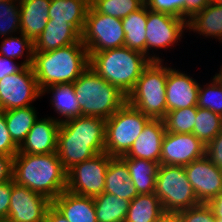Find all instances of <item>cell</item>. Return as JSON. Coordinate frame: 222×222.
Segmentation results:
<instances>
[{
    "label": "cell",
    "instance_id": "cell-29",
    "mask_svg": "<svg viewBox=\"0 0 222 222\" xmlns=\"http://www.w3.org/2000/svg\"><path fill=\"white\" fill-rule=\"evenodd\" d=\"M95 215L98 222H124L129 200L117 197L114 194L103 192L93 197Z\"/></svg>",
    "mask_w": 222,
    "mask_h": 222
},
{
    "label": "cell",
    "instance_id": "cell-10",
    "mask_svg": "<svg viewBox=\"0 0 222 222\" xmlns=\"http://www.w3.org/2000/svg\"><path fill=\"white\" fill-rule=\"evenodd\" d=\"M112 158L103 152L74 165L67 171L66 190L87 197L103 193L107 168Z\"/></svg>",
    "mask_w": 222,
    "mask_h": 222
},
{
    "label": "cell",
    "instance_id": "cell-1",
    "mask_svg": "<svg viewBox=\"0 0 222 222\" xmlns=\"http://www.w3.org/2000/svg\"><path fill=\"white\" fill-rule=\"evenodd\" d=\"M106 120L82 116L60 122L57 155L68 171L74 165L105 152Z\"/></svg>",
    "mask_w": 222,
    "mask_h": 222
},
{
    "label": "cell",
    "instance_id": "cell-22",
    "mask_svg": "<svg viewBox=\"0 0 222 222\" xmlns=\"http://www.w3.org/2000/svg\"><path fill=\"white\" fill-rule=\"evenodd\" d=\"M104 192L132 201L138 194L126 163L120 157H113L105 176Z\"/></svg>",
    "mask_w": 222,
    "mask_h": 222
},
{
    "label": "cell",
    "instance_id": "cell-21",
    "mask_svg": "<svg viewBox=\"0 0 222 222\" xmlns=\"http://www.w3.org/2000/svg\"><path fill=\"white\" fill-rule=\"evenodd\" d=\"M52 205L69 222H98L93 197L80 196L65 190L52 201Z\"/></svg>",
    "mask_w": 222,
    "mask_h": 222
},
{
    "label": "cell",
    "instance_id": "cell-50",
    "mask_svg": "<svg viewBox=\"0 0 222 222\" xmlns=\"http://www.w3.org/2000/svg\"><path fill=\"white\" fill-rule=\"evenodd\" d=\"M217 222H222V218L221 219H217Z\"/></svg>",
    "mask_w": 222,
    "mask_h": 222
},
{
    "label": "cell",
    "instance_id": "cell-14",
    "mask_svg": "<svg viewBox=\"0 0 222 222\" xmlns=\"http://www.w3.org/2000/svg\"><path fill=\"white\" fill-rule=\"evenodd\" d=\"M206 146L193 133L166 131L160 156V164L186 166L205 156Z\"/></svg>",
    "mask_w": 222,
    "mask_h": 222
},
{
    "label": "cell",
    "instance_id": "cell-2",
    "mask_svg": "<svg viewBox=\"0 0 222 222\" xmlns=\"http://www.w3.org/2000/svg\"><path fill=\"white\" fill-rule=\"evenodd\" d=\"M13 180L16 184L53 201L67 187V171L57 155L18 152L13 160Z\"/></svg>",
    "mask_w": 222,
    "mask_h": 222
},
{
    "label": "cell",
    "instance_id": "cell-44",
    "mask_svg": "<svg viewBox=\"0 0 222 222\" xmlns=\"http://www.w3.org/2000/svg\"><path fill=\"white\" fill-rule=\"evenodd\" d=\"M211 0H185V20L188 22L195 14L201 12Z\"/></svg>",
    "mask_w": 222,
    "mask_h": 222
},
{
    "label": "cell",
    "instance_id": "cell-5",
    "mask_svg": "<svg viewBox=\"0 0 222 222\" xmlns=\"http://www.w3.org/2000/svg\"><path fill=\"white\" fill-rule=\"evenodd\" d=\"M82 116L110 118L127 102V96L90 66L72 83Z\"/></svg>",
    "mask_w": 222,
    "mask_h": 222
},
{
    "label": "cell",
    "instance_id": "cell-42",
    "mask_svg": "<svg viewBox=\"0 0 222 222\" xmlns=\"http://www.w3.org/2000/svg\"><path fill=\"white\" fill-rule=\"evenodd\" d=\"M13 156L0 155V184L13 180Z\"/></svg>",
    "mask_w": 222,
    "mask_h": 222
},
{
    "label": "cell",
    "instance_id": "cell-13",
    "mask_svg": "<svg viewBox=\"0 0 222 222\" xmlns=\"http://www.w3.org/2000/svg\"><path fill=\"white\" fill-rule=\"evenodd\" d=\"M52 201L12 180L8 217L13 222H44Z\"/></svg>",
    "mask_w": 222,
    "mask_h": 222
},
{
    "label": "cell",
    "instance_id": "cell-35",
    "mask_svg": "<svg viewBox=\"0 0 222 222\" xmlns=\"http://www.w3.org/2000/svg\"><path fill=\"white\" fill-rule=\"evenodd\" d=\"M204 87V88H203ZM199 85L197 107L209 109L222 116V73L219 71L211 84Z\"/></svg>",
    "mask_w": 222,
    "mask_h": 222
},
{
    "label": "cell",
    "instance_id": "cell-36",
    "mask_svg": "<svg viewBox=\"0 0 222 222\" xmlns=\"http://www.w3.org/2000/svg\"><path fill=\"white\" fill-rule=\"evenodd\" d=\"M20 16L19 0L0 2V38L20 32Z\"/></svg>",
    "mask_w": 222,
    "mask_h": 222
},
{
    "label": "cell",
    "instance_id": "cell-30",
    "mask_svg": "<svg viewBox=\"0 0 222 222\" xmlns=\"http://www.w3.org/2000/svg\"><path fill=\"white\" fill-rule=\"evenodd\" d=\"M14 108L4 111L6 125L13 142L19 147L25 140L26 135L38 119L37 110L34 106Z\"/></svg>",
    "mask_w": 222,
    "mask_h": 222
},
{
    "label": "cell",
    "instance_id": "cell-48",
    "mask_svg": "<svg viewBox=\"0 0 222 222\" xmlns=\"http://www.w3.org/2000/svg\"><path fill=\"white\" fill-rule=\"evenodd\" d=\"M211 3H214L218 6H222V0H211Z\"/></svg>",
    "mask_w": 222,
    "mask_h": 222
},
{
    "label": "cell",
    "instance_id": "cell-11",
    "mask_svg": "<svg viewBox=\"0 0 222 222\" xmlns=\"http://www.w3.org/2000/svg\"><path fill=\"white\" fill-rule=\"evenodd\" d=\"M40 96L42 91L31 66L0 79V109L3 111L31 106Z\"/></svg>",
    "mask_w": 222,
    "mask_h": 222
},
{
    "label": "cell",
    "instance_id": "cell-8",
    "mask_svg": "<svg viewBox=\"0 0 222 222\" xmlns=\"http://www.w3.org/2000/svg\"><path fill=\"white\" fill-rule=\"evenodd\" d=\"M154 193L165 213H178L200 204L184 166L160 164Z\"/></svg>",
    "mask_w": 222,
    "mask_h": 222
},
{
    "label": "cell",
    "instance_id": "cell-26",
    "mask_svg": "<svg viewBox=\"0 0 222 222\" xmlns=\"http://www.w3.org/2000/svg\"><path fill=\"white\" fill-rule=\"evenodd\" d=\"M52 92V98L50 99L51 105L54 107L58 117V121L63 122L67 119L79 117L81 110L79 102L76 98L74 86L70 84H55L53 86L46 87L42 90V95ZM63 117V118H62Z\"/></svg>",
    "mask_w": 222,
    "mask_h": 222
},
{
    "label": "cell",
    "instance_id": "cell-47",
    "mask_svg": "<svg viewBox=\"0 0 222 222\" xmlns=\"http://www.w3.org/2000/svg\"><path fill=\"white\" fill-rule=\"evenodd\" d=\"M155 222H180L177 213H164Z\"/></svg>",
    "mask_w": 222,
    "mask_h": 222
},
{
    "label": "cell",
    "instance_id": "cell-31",
    "mask_svg": "<svg viewBox=\"0 0 222 222\" xmlns=\"http://www.w3.org/2000/svg\"><path fill=\"white\" fill-rule=\"evenodd\" d=\"M222 130V116L205 108H197L193 134L206 146Z\"/></svg>",
    "mask_w": 222,
    "mask_h": 222
},
{
    "label": "cell",
    "instance_id": "cell-38",
    "mask_svg": "<svg viewBox=\"0 0 222 222\" xmlns=\"http://www.w3.org/2000/svg\"><path fill=\"white\" fill-rule=\"evenodd\" d=\"M180 222H217L213 210L206 203L190 207L177 213Z\"/></svg>",
    "mask_w": 222,
    "mask_h": 222
},
{
    "label": "cell",
    "instance_id": "cell-19",
    "mask_svg": "<svg viewBox=\"0 0 222 222\" xmlns=\"http://www.w3.org/2000/svg\"><path fill=\"white\" fill-rule=\"evenodd\" d=\"M81 40V34L65 21H48L34 43V52H48Z\"/></svg>",
    "mask_w": 222,
    "mask_h": 222
},
{
    "label": "cell",
    "instance_id": "cell-46",
    "mask_svg": "<svg viewBox=\"0 0 222 222\" xmlns=\"http://www.w3.org/2000/svg\"><path fill=\"white\" fill-rule=\"evenodd\" d=\"M209 206L213 210L214 216L217 219L222 218V192L216 196L212 201H210Z\"/></svg>",
    "mask_w": 222,
    "mask_h": 222
},
{
    "label": "cell",
    "instance_id": "cell-27",
    "mask_svg": "<svg viewBox=\"0 0 222 222\" xmlns=\"http://www.w3.org/2000/svg\"><path fill=\"white\" fill-rule=\"evenodd\" d=\"M187 28L206 38L210 36L222 42V6L208 4L201 12L188 20Z\"/></svg>",
    "mask_w": 222,
    "mask_h": 222
},
{
    "label": "cell",
    "instance_id": "cell-24",
    "mask_svg": "<svg viewBox=\"0 0 222 222\" xmlns=\"http://www.w3.org/2000/svg\"><path fill=\"white\" fill-rule=\"evenodd\" d=\"M120 158L126 163L138 194L154 193L160 163L127 156H120Z\"/></svg>",
    "mask_w": 222,
    "mask_h": 222
},
{
    "label": "cell",
    "instance_id": "cell-34",
    "mask_svg": "<svg viewBox=\"0 0 222 222\" xmlns=\"http://www.w3.org/2000/svg\"><path fill=\"white\" fill-rule=\"evenodd\" d=\"M197 108V106H192L167 112L163 119L166 131L182 134L193 133Z\"/></svg>",
    "mask_w": 222,
    "mask_h": 222
},
{
    "label": "cell",
    "instance_id": "cell-7",
    "mask_svg": "<svg viewBox=\"0 0 222 222\" xmlns=\"http://www.w3.org/2000/svg\"><path fill=\"white\" fill-rule=\"evenodd\" d=\"M150 120L126 102L106 119L105 152L112 157L125 155Z\"/></svg>",
    "mask_w": 222,
    "mask_h": 222
},
{
    "label": "cell",
    "instance_id": "cell-41",
    "mask_svg": "<svg viewBox=\"0 0 222 222\" xmlns=\"http://www.w3.org/2000/svg\"><path fill=\"white\" fill-rule=\"evenodd\" d=\"M12 180L0 184V218H7L9 213Z\"/></svg>",
    "mask_w": 222,
    "mask_h": 222
},
{
    "label": "cell",
    "instance_id": "cell-9",
    "mask_svg": "<svg viewBox=\"0 0 222 222\" xmlns=\"http://www.w3.org/2000/svg\"><path fill=\"white\" fill-rule=\"evenodd\" d=\"M81 40L88 52L125 46V32L119 18L96 12L89 6Z\"/></svg>",
    "mask_w": 222,
    "mask_h": 222
},
{
    "label": "cell",
    "instance_id": "cell-4",
    "mask_svg": "<svg viewBox=\"0 0 222 222\" xmlns=\"http://www.w3.org/2000/svg\"><path fill=\"white\" fill-rule=\"evenodd\" d=\"M88 53L90 67L126 96L134 88L143 69L151 62L143 53L125 46Z\"/></svg>",
    "mask_w": 222,
    "mask_h": 222
},
{
    "label": "cell",
    "instance_id": "cell-33",
    "mask_svg": "<svg viewBox=\"0 0 222 222\" xmlns=\"http://www.w3.org/2000/svg\"><path fill=\"white\" fill-rule=\"evenodd\" d=\"M144 0H90V6L98 13L123 19L140 9Z\"/></svg>",
    "mask_w": 222,
    "mask_h": 222
},
{
    "label": "cell",
    "instance_id": "cell-12",
    "mask_svg": "<svg viewBox=\"0 0 222 222\" xmlns=\"http://www.w3.org/2000/svg\"><path fill=\"white\" fill-rule=\"evenodd\" d=\"M187 21L175 16L153 12L147 9L146 57L150 61H162L156 54H149L150 49H167L181 39ZM151 55V56H149Z\"/></svg>",
    "mask_w": 222,
    "mask_h": 222
},
{
    "label": "cell",
    "instance_id": "cell-39",
    "mask_svg": "<svg viewBox=\"0 0 222 222\" xmlns=\"http://www.w3.org/2000/svg\"><path fill=\"white\" fill-rule=\"evenodd\" d=\"M18 153V146L10 137L4 111L0 109V155L15 156Z\"/></svg>",
    "mask_w": 222,
    "mask_h": 222
},
{
    "label": "cell",
    "instance_id": "cell-20",
    "mask_svg": "<svg viewBox=\"0 0 222 222\" xmlns=\"http://www.w3.org/2000/svg\"><path fill=\"white\" fill-rule=\"evenodd\" d=\"M50 3L51 0H19L20 32L33 42L47 25Z\"/></svg>",
    "mask_w": 222,
    "mask_h": 222
},
{
    "label": "cell",
    "instance_id": "cell-40",
    "mask_svg": "<svg viewBox=\"0 0 222 222\" xmlns=\"http://www.w3.org/2000/svg\"><path fill=\"white\" fill-rule=\"evenodd\" d=\"M205 156L220 170H222V130L206 145Z\"/></svg>",
    "mask_w": 222,
    "mask_h": 222
},
{
    "label": "cell",
    "instance_id": "cell-43",
    "mask_svg": "<svg viewBox=\"0 0 222 222\" xmlns=\"http://www.w3.org/2000/svg\"><path fill=\"white\" fill-rule=\"evenodd\" d=\"M13 60L14 59L6 58L0 54V79L19 72L25 67L23 63L20 65L15 64Z\"/></svg>",
    "mask_w": 222,
    "mask_h": 222
},
{
    "label": "cell",
    "instance_id": "cell-32",
    "mask_svg": "<svg viewBox=\"0 0 222 222\" xmlns=\"http://www.w3.org/2000/svg\"><path fill=\"white\" fill-rule=\"evenodd\" d=\"M20 36H8L4 37L0 45V54L6 58L17 59L22 58L24 52L26 53V60H24V66H31L33 62L34 43L33 41L24 36L21 32Z\"/></svg>",
    "mask_w": 222,
    "mask_h": 222
},
{
    "label": "cell",
    "instance_id": "cell-17",
    "mask_svg": "<svg viewBox=\"0 0 222 222\" xmlns=\"http://www.w3.org/2000/svg\"><path fill=\"white\" fill-rule=\"evenodd\" d=\"M59 128L57 118H38L18 147V152L36 155L57 153Z\"/></svg>",
    "mask_w": 222,
    "mask_h": 222
},
{
    "label": "cell",
    "instance_id": "cell-45",
    "mask_svg": "<svg viewBox=\"0 0 222 222\" xmlns=\"http://www.w3.org/2000/svg\"><path fill=\"white\" fill-rule=\"evenodd\" d=\"M44 222H69L53 205L46 213Z\"/></svg>",
    "mask_w": 222,
    "mask_h": 222
},
{
    "label": "cell",
    "instance_id": "cell-23",
    "mask_svg": "<svg viewBox=\"0 0 222 222\" xmlns=\"http://www.w3.org/2000/svg\"><path fill=\"white\" fill-rule=\"evenodd\" d=\"M90 0H51L48 21H65L82 34Z\"/></svg>",
    "mask_w": 222,
    "mask_h": 222
},
{
    "label": "cell",
    "instance_id": "cell-49",
    "mask_svg": "<svg viewBox=\"0 0 222 222\" xmlns=\"http://www.w3.org/2000/svg\"><path fill=\"white\" fill-rule=\"evenodd\" d=\"M0 222H13L9 218H0Z\"/></svg>",
    "mask_w": 222,
    "mask_h": 222
},
{
    "label": "cell",
    "instance_id": "cell-18",
    "mask_svg": "<svg viewBox=\"0 0 222 222\" xmlns=\"http://www.w3.org/2000/svg\"><path fill=\"white\" fill-rule=\"evenodd\" d=\"M165 133L164 121L151 119L134 141L130 150L123 156L160 163L162 141Z\"/></svg>",
    "mask_w": 222,
    "mask_h": 222
},
{
    "label": "cell",
    "instance_id": "cell-16",
    "mask_svg": "<svg viewBox=\"0 0 222 222\" xmlns=\"http://www.w3.org/2000/svg\"><path fill=\"white\" fill-rule=\"evenodd\" d=\"M199 85L190 75L169 67L166 81V113L197 106Z\"/></svg>",
    "mask_w": 222,
    "mask_h": 222
},
{
    "label": "cell",
    "instance_id": "cell-37",
    "mask_svg": "<svg viewBox=\"0 0 222 222\" xmlns=\"http://www.w3.org/2000/svg\"><path fill=\"white\" fill-rule=\"evenodd\" d=\"M144 2L148 10L185 20V0H145Z\"/></svg>",
    "mask_w": 222,
    "mask_h": 222
},
{
    "label": "cell",
    "instance_id": "cell-6",
    "mask_svg": "<svg viewBox=\"0 0 222 222\" xmlns=\"http://www.w3.org/2000/svg\"><path fill=\"white\" fill-rule=\"evenodd\" d=\"M169 67L162 61H151L142 71L127 103L151 119L166 116V81Z\"/></svg>",
    "mask_w": 222,
    "mask_h": 222
},
{
    "label": "cell",
    "instance_id": "cell-25",
    "mask_svg": "<svg viewBox=\"0 0 222 222\" xmlns=\"http://www.w3.org/2000/svg\"><path fill=\"white\" fill-rule=\"evenodd\" d=\"M121 21L125 32V47L146 55V5L144 4L140 9L131 12Z\"/></svg>",
    "mask_w": 222,
    "mask_h": 222
},
{
    "label": "cell",
    "instance_id": "cell-15",
    "mask_svg": "<svg viewBox=\"0 0 222 222\" xmlns=\"http://www.w3.org/2000/svg\"><path fill=\"white\" fill-rule=\"evenodd\" d=\"M184 170L200 203L208 204L222 192V170L206 156L184 166Z\"/></svg>",
    "mask_w": 222,
    "mask_h": 222
},
{
    "label": "cell",
    "instance_id": "cell-3",
    "mask_svg": "<svg viewBox=\"0 0 222 222\" xmlns=\"http://www.w3.org/2000/svg\"><path fill=\"white\" fill-rule=\"evenodd\" d=\"M90 66L82 40L48 52H34L32 69L39 89L73 83Z\"/></svg>",
    "mask_w": 222,
    "mask_h": 222
},
{
    "label": "cell",
    "instance_id": "cell-28",
    "mask_svg": "<svg viewBox=\"0 0 222 222\" xmlns=\"http://www.w3.org/2000/svg\"><path fill=\"white\" fill-rule=\"evenodd\" d=\"M164 213L155 193L139 194L130 201L124 222H155Z\"/></svg>",
    "mask_w": 222,
    "mask_h": 222
}]
</instances>
